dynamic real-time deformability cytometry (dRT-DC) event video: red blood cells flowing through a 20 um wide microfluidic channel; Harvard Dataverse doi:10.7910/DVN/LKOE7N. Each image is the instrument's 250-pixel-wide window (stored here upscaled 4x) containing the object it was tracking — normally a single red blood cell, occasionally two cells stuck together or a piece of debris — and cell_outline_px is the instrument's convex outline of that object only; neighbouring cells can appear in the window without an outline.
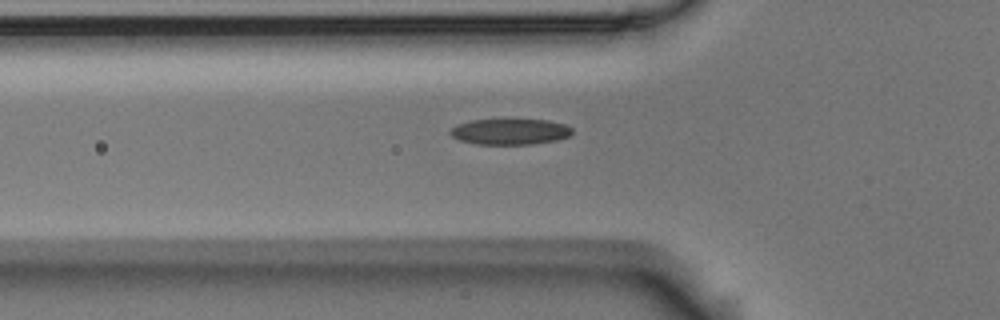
{"species": "Egyptian fruit bat (a non-hibernating species)", "species_latin": "Rousettus aegyptiacus", "temperature_condition": "room temperature", "stored_images_in_passage": 39, "camera_frame_rate_fps": 3000, "um_per_image_px": 0.085, "animal": {"sex": "male"}, "frame": {"image": 1, "passage_image": 2, "time_ms": 0.333, "image_size_px": [1000, 320], "cell_outline_px": [[572, 132], [568, 136], [556, 140], [532, 144], [476, 144], [460, 140], [452, 136], [448, 132], [456, 124], [472, 120], [548, 120], [564, 124], [572, 128]], "centroid_in_image_um": [43.33, 11.19], "position_along_channel_um": 82.5, "area_um2": 18.21}}
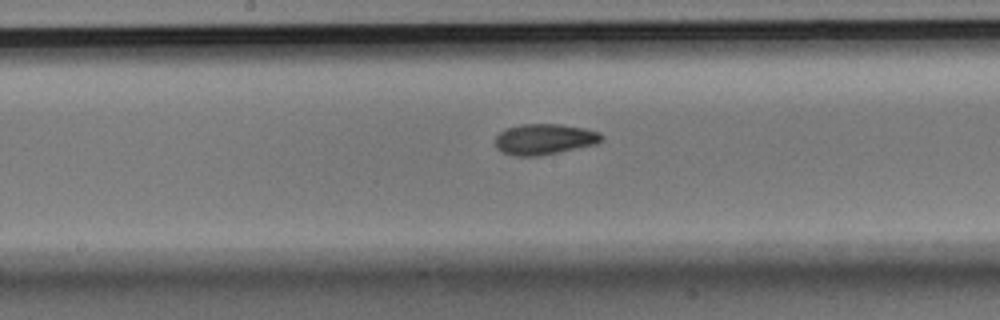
{"frame": {"image": 2, "passage_image": 12, "time_ms": 3.667, "image_size_px": [1000, 320], "cell_outline_px": [[600, 140], [596, 144], [540, 156], [516, 156], [504, 152], [496, 148], [496, 136], [500, 132], [508, 128], [520, 124], [556, 124], [584, 128], [600, 132]], "centroid_in_image_um": [46.25, 11.83], "position_along_channel_um": 202.0, "area_um2": 18.79}}
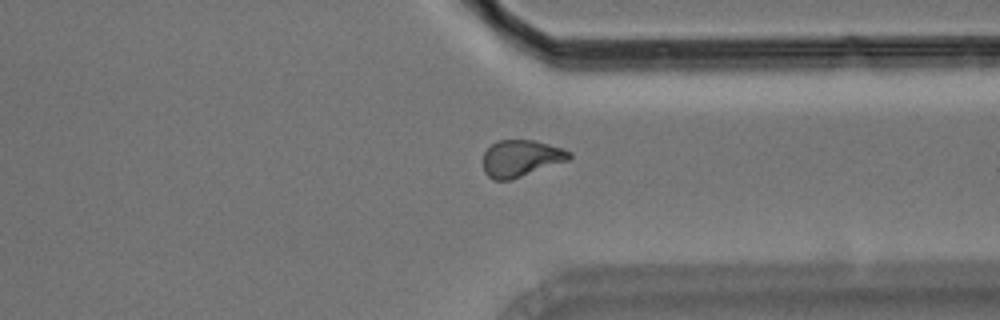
{"frame": {"image": 3, "passage_image": 26, "time_ms": 8.333, "image_size_px": [1000, 320], "cell_outline_px": [[572, 156], [568, 160], [512, 180], [492, 180], [484, 172], [484, 152], [496, 140], [532, 140], [564, 148], [572, 152]], "centroid_in_image_um": [44.29, 13.46], "position_along_channel_um": 367.1, "area_um2": 18.5}}